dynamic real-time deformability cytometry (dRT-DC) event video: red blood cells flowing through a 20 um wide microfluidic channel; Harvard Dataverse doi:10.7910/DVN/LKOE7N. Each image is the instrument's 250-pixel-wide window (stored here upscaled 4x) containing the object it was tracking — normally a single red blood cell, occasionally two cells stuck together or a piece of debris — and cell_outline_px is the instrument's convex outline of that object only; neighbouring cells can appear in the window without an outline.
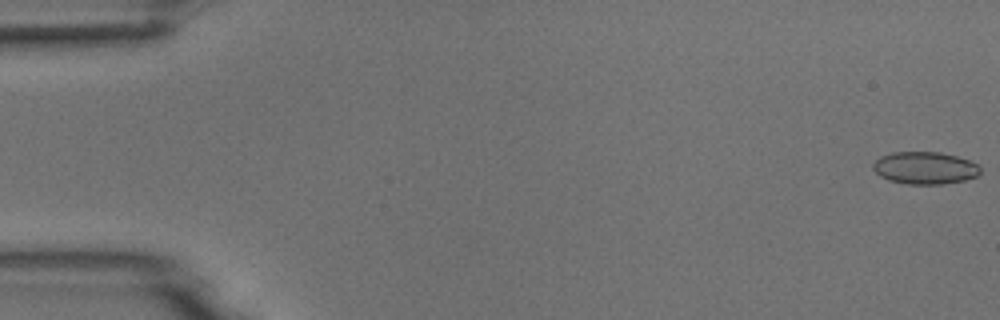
{"species": "common noctule bat (a hibernating species)", "species_latin": "Nyctalus noctula", "temperature_condition": "room temperature", "stored_images_in_passage": 53, "camera_frame_rate_fps": 3000, "um_per_image_px": 0.085, "animal": {"sex": "male", "body_mass_g": 18.8}, "frame": {"image": 1, "passage_image": 1, "time_ms": 0.0, "image_size_px": [1000, 320], "cell_outline_px": [[980, 172], [976, 176], [964, 180], [944, 184], [908, 184], [888, 180], [880, 176], [872, 168], [872, 164], [880, 156], [892, 152], [940, 152], [956, 156], [968, 160], [976, 164], [980, 168]], "centroid_in_image_um": [78.58, 14.27], "position_along_channel_um": 6.4, "area_um2": 20.17}}
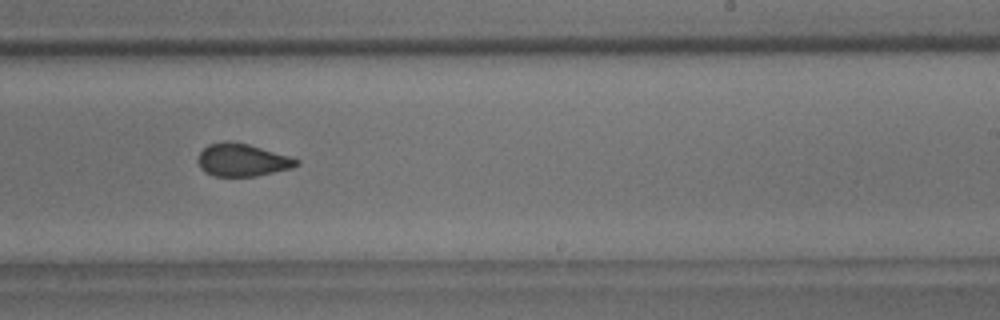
{"frame": {"image": 2, "passage_image": 33, "time_ms": 10.667, "image_size_px": [1000, 320], "cell_outline_px": [[300, 164], [292, 168], [256, 176], [212, 176], [204, 172], [200, 168], [196, 160], [200, 152], [208, 144], [224, 140], [228, 140], [248, 144], [288, 156], [300, 160]], "centroid_in_image_um": [20.55, 13.6], "position_along_channel_um": 268.5, "area_um2": 18.9}}
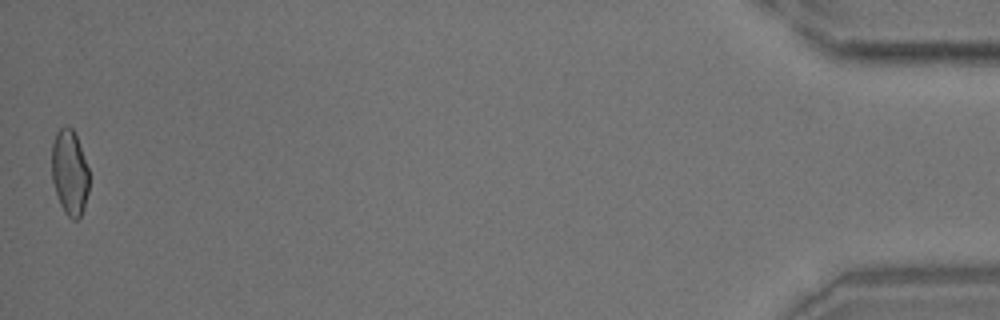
{"frame": {"image": 3, "passage_image": 53, "time_ms": 17.333, "image_size_px": [1000, 320], "cell_outline_px": [[88, 192], [84, 208], [80, 216], [76, 220], [72, 220], [64, 212], [60, 204], [52, 180], [52, 144], [56, 132], [64, 124], [68, 124], [72, 128], [76, 136], [88, 168]], "centroid_in_image_um": [5.91, 14.65], "position_along_channel_um": 429.3, "area_um2": 18.55}}